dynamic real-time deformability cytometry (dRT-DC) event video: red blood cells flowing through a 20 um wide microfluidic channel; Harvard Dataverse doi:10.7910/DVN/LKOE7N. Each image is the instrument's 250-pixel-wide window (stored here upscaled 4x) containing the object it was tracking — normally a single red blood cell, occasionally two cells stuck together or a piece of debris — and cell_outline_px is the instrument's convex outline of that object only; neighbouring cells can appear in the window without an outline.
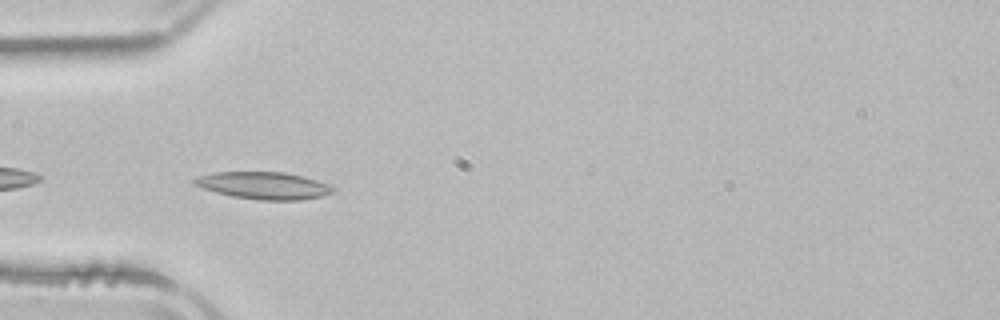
{"species": "common noctule bat (a hibernating species)", "species_latin": "Nyctalus noctula", "temperature_condition": "room temperature", "stored_images_in_passage": 4, "camera_frame_rate_fps": 3000, "um_per_image_px": 0.085, "animal": {"sex": "male", "body_mass_g": 21.5, "forearm_length_mm": 52.0}, "frame": {"image": 1, "passage_image": 4, "time_ms": 5.0, "image_size_px": [1000, 320], "cell_outline_px": [[332, 192], [324, 196], [300, 200], [260, 200], [232, 196], [216, 192], [192, 184], [192, 180], [196, 176], [212, 172], [284, 172], [316, 180], [328, 184], [332, 188]], "centroid_in_image_um": [22.36, 15.77], "position_along_channel_um": 62.6, "area_um2": 21.85}}